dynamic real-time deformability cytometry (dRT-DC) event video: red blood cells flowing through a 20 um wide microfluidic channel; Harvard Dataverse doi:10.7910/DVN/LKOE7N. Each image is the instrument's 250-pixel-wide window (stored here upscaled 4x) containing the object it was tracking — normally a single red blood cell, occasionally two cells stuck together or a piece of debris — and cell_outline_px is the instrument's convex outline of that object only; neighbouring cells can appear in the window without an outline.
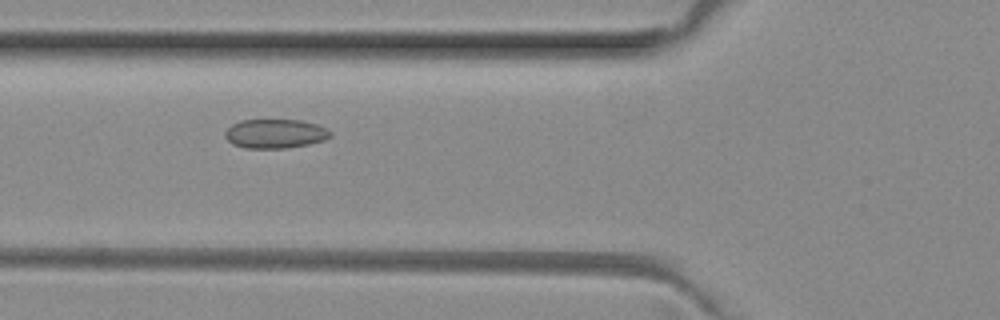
{"species": "common noctule bat (a hibernating species)", "species_latin": "Nyctalus noctula", "temperature_condition": "room temperature", "stored_images_in_passage": 4, "camera_frame_rate_fps": 3000, "um_per_image_px": 0.085, "animal": {"sex": "female", "body_mass_g": 29.2, "forearm_length_mm": 56.3}, "frame": {"image": 1, "passage_image": 4, "time_ms": 1.0, "image_size_px": [1000, 320], "cell_outline_px": [[332, 136], [324, 140], [308, 144], [284, 148], [244, 148], [232, 144], [224, 136], [224, 132], [232, 124], [240, 120], [300, 120], [316, 124], [332, 132]], "centroid_in_image_um": [23.36, 11.36], "position_along_channel_um": 102.4, "area_um2": 17.86}}